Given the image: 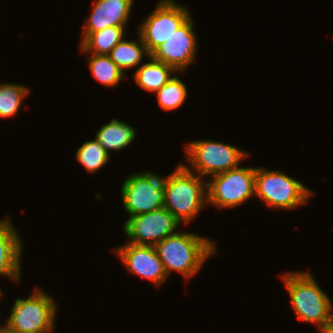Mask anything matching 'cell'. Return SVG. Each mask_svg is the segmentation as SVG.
Here are the masks:
<instances>
[{"label":"cell","mask_w":333,"mask_h":333,"mask_svg":"<svg viewBox=\"0 0 333 333\" xmlns=\"http://www.w3.org/2000/svg\"><path fill=\"white\" fill-rule=\"evenodd\" d=\"M154 247L167 276L176 271L186 280L199 273L206 259L217 252L215 241L206 236L179 230Z\"/></svg>","instance_id":"6da1fadb"},{"label":"cell","mask_w":333,"mask_h":333,"mask_svg":"<svg viewBox=\"0 0 333 333\" xmlns=\"http://www.w3.org/2000/svg\"><path fill=\"white\" fill-rule=\"evenodd\" d=\"M4 326H5V324H3V325H2V323L0 324V333H1V331H2V329H3Z\"/></svg>","instance_id":"d4e9b609"},{"label":"cell","mask_w":333,"mask_h":333,"mask_svg":"<svg viewBox=\"0 0 333 333\" xmlns=\"http://www.w3.org/2000/svg\"><path fill=\"white\" fill-rule=\"evenodd\" d=\"M320 333H333V320L330 321L323 329L319 331Z\"/></svg>","instance_id":"603a6c76"},{"label":"cell","mask_w":333,"mask_h":333,"mask_svg":"<svg viewBox=\"0 0 333 333\" xmlns=\"http://www.w3.org/2000/svg\"><path fill=\"white\" fill-rule=\"evenodd\" d=\"M87 60L91 75L107 88H115L126 78L125 74L111 60L109 55L89 53Z\"/></svg>","instance_id":"d6986e66"},{"label":"cell","mask_w":333,"mask_h":333,"mask_svg":"<svg viewBox=\"0 0 333 333\" xmlns=\"http://www.w3.org/2000/svg\"><path fill=\"white\" fill-rule=\"evenodd\" d=\"M54 298L38 287L28 298H18L5 325L20 333H52L57 316Z\"/></svg>","instance_id":"8992f818"},{"label":"cell","mask_w":333,"mask_h":333,"mask_svg":"<svg viewBox=\"0 0 333 333\" xmlns=\"http://www.w3.org/2000/svg\"><path fill=\"white\" fill-rule=\"evenodd\" d=\"M192 16L182 24L165 43L157 47L150 56L176 72H185L196 61L198 42Z\"/></svg>","instance_id":"8fae6325"},{"label":"cell","mask_w":333,"mask_h":333,"mask_svg":"<svg viewBox=\"0 0 333 333\" xmlns=\"http://www.w3.org/2000/svg\"><path fill=\"white\" fill-rule=\"evenodd\" d=\"M281 279L299 320L316 324L319 331L333 320V303L309 271L287 272Z\"/></svg>","instance_id":"3957f363"},{"label":"cell","mask_w":333,"mask_h":333,"mask_svg":"<svg viewBox=\"0 0 333 333\" xmlns=\"http://www.w3.org/2000/svg\"><path fill=\"white\" fill-rule=\"evenodd\" d=\"M184 150L190 166L183 165L204 179L239 167L250 155L236 146L207 139L189 141Z\"/></svg>","instance_id":"5b68a950"},{"label":"cell","mask_w":333,"mask_h":333,"mask_svg":"<svg viewBox=\"0 0 333 333\" xmlns=\"http://www.w3.org/2000/svg\"><path fill=\"white\" fill-rule=\"evenodd\" d=\"M110 156L96 139H91L77 149L75 158L88 173L94 174L108 163Z\"/></svg>","instance_id":"7402d4cb"},{"label":"cell","mask_w":333,"mask_h":333,"mask_svg":"<svg viewBox=\"0 0 333 333\" xmlns=\"http://www.w3.org/2000/svg\"><path fill=\"white\" fill-rule=\"evenodd\" d=\"M115 254L128 272L153 282L160 287L168 278L163 263L152 245L127 242L115 249Z\"/></svg>","instance_id":"7c38bea8"},{"label":"cell","mask_w":333,"mask_h":333,"mask_svg":"<svg viewBox=\"0 0 333 333\" xmlns=\"http://www.w3.org/2000/svg\"><path fill=\"white\" fill-rule=\"evenodd\" d=\"M150 61L143 63L134 71V81L143 90L155 94L161 89L177 72L167 64L149 57Z\"/></svg>","instance_id":"2e32d148"},{"label":"cell","mask_w":333,"mask_h":333,"mask_svg":"<svg viewBox=\"0 0 333 333\" xmlns=\"http://www.w3.org/2000/svg\"><path fill=\"white\" fill-rule=\"evenodd\" d=\"M23 242L9 217L0 220V276L20 281Z\"/></svg>","instance_id":"5bb4252c"},{"label":"cell","mask_w":333,"mask_h":333,"mask_svg":"<svg viewBox=\"0 0 333 333\" xmlns=\"http://www.w3.org/2000/svg\"><path fill=\"white\" fill-rule=\"evenodd\" d=\"M136 34L138 36L137 41L125 40L124 38L109 54L111 60L124 74H126L125 71L129 68L140 67L143 64L141 63L143 58L150 57L140 35L138 33Z\"/></svg>","instance_id":"ac0fdd59"},{"label":"cell","mask_w":333,"mask_h":333,"mask_svg":"<svg viewBox=\"0 0 333 333\" xmlns=\"http://www.w3.org/2000/svg\"><path fill=\"white\" fill-rule=\"evenodd\" d=\"M1 333H20V332L15 331V330H12V329H10L8 326L5 325V326L3 327Z\"/></svg>","instance_id":"cb8c5ba5"},{"label":"cell","mask_w":333,"mask_h":333,"mask_svg":"<svg viewBox=\"0 0 333 333\" xmlns=\"http://www.w3.org/2000/svg\"><path fill=\"white\" fill-rule=\"evenodd\" d=\"M206 205V179L189 171L183 163L164 177V207L181 224L188 225Z\"/></svg>","instance_id":"7a4b0ae2"},{"label":"cell","mask_w":333,"mask_h":333,"mask_svg":"<svg viewBox=\"0 0 333 333\" xmlns=\"http://www.w3.org/2000/svg\"><path fill=\"white\" fill-rule=\"evenodd\" d=\"M255 196V167H237L212 176L207 182V204L219 209L242 205Z\"/></svg>","instance_id":"52a82bcc"},{"label":"cell","mask_w":333,"mask_h":333,"mask_svg":"<svg viewBox=\"0 0 333 333\" xmlns=\"http://www.w3.org/2000/svg\"><path fill=\"white\" fill-rule=\"evenodd\" d=\"M126 26H112L90 33L80 42L81 53L96 55H109L112 49L126 37Z\"/></svg>","instance_id":"e0dca14e"},{"label":"cell","mask_w":333,"mask_h":333,"mask_svg":"<svg viewBox=\"0 0 333 333\" xmlns=\"http://www.w3.org/2000/svg\"><path fill=\"white\" fill-rule=\"evenodd\" d=\"M120 191L123 208L130 217L164 207V177L149 170L129 175Z\"/></svg>","instance_id":"ba28073f"},{"label":"cell","mask_w":333,"mask_h":333,"mask_svg":"<svg viewBox=\"0 0 333 333\" xmlns=\"http://www.w3.org/2000/svg\"><path fill=\"white\" fill-rule=\"evenodd\" d=\"M2 294H3V292H2V290L0 289V300H1V297L3 296Z\"/></svg>","instance_id":"484cf974"},{"label":"cell","mask_w":333,"mask_h":333,"mask_svg":"<svg viewBox=\"0 0 333 333\" xmlns=\"http://www.w3.org/2000/svg\"><path fill=\"white\" fill-rule=\"evenodd\" d=\"M134 2V0H94L91 14L82 29L81 42L90 33L107 27L127 26Z\"/></svg>","instance_id":"4fadbf2b"},{"label":"cell","mask_w":333,"mask_h":333,"mask_svg":"<svg viewBox=\"0 0 333 333\" xmlns=\"http://www.w3.org/2000/svg\"><path fill=\"white\" fill-rule=\"evenodd\" d=\"M156 93L158 104L163 111H172L181 107L187 96L186 84L175 75Z\"/></svg>","instance_id":"44dd1931"},{"label":"cell","mask_w":333,"mask_h":333,"mask_svg":"<svg viewBox=\"0 0 333 333\" xmlns=\"http://www.w3.org/2000/svg\"><path fill=\"white\" fill-rule=\"evenodd\" d=\"M136 128L125 121L111 119L97 130L95 139L109 153L119 151L130 146L137 135Z\"/></svg>","instance_id":"9a60e30c"},{"label":"cell","mask_w":333,"mask_h":333,"mask_svg":"<svg viewBox=\"0 0 333 333\" xmlns=\"http://www.w3.org/2000/svg\"><path fill=\"white\" fill-rule=\"evenodd\" d=\"M313 191L280 170L255 167V196L272 209L294 210L309 201Z\"/></svg>","instance_id":"277c9868"},{"label":"cell","mask_w":333,"mask_h":333,"mask_svg":"<svg viewBox=\"0 0 333 333\" xmlns=\"http://www.w3.org/2000/svg\"><path fill=\"white\" fill-rule=\"evenodd\" d=\"M185 5L174 0H160L137 29L149 54L165 43L190 17Z\"/></svg>","instance_id":"9c48e42d"},{"label":"cell","mask_w":333,"mask_h":333,"mask_svg":"<svg viewBox=\"0 0 333 333\" xmlns=\"http://www.w3.org/2000/svg\"><path fill=\"white\" fill-rule=\"evenodd\" d=\"M182 225L165 207L145 214L129 217L123 231L130 243L152 245L177 232Z\"/></svg>","instance_id":"30bf717a"},{"label":"cell","mask_w":333,"mask_h":333,"mask_svg":"<svg viewBox=\"0 0 333 333\" xmlns=\"http://www.w3.org/2000/svg\"><path fill=\"white\" fill-rule=\"evenodd\" d=\"M29 93L30 90L25 85L0 83V119L15 116Z\"/></svg>","instance_id":"ffe728a7"}]
</instances>
